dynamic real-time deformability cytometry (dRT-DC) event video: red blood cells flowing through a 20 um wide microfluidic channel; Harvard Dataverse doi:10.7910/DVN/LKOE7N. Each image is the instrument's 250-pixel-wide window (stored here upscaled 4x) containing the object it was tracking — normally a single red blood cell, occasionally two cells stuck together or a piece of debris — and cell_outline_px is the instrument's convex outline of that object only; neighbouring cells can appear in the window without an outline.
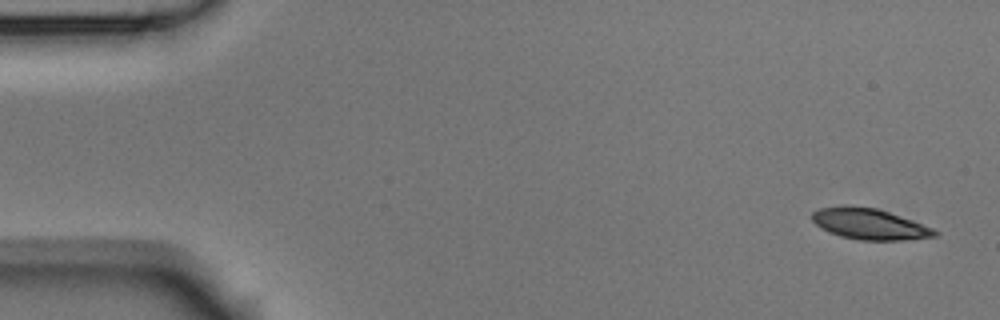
{"species": "Egyptian fruit bat (a non-hibernating species)", "species_latin": "Rousettus aegyptiacus", "temperature_condition": "room temperature", "stored_images_in_passage": 5, "camera_frame_rate_fps": 3000, "um_per_image_px": 0.085, "animal": {"sex": "male"}, "frame": {"image": 1, "passage_image": 1, "time_ms": 0.0, "image_size_px": [1000, 320], "cell_outline_px": [[940, 232], [936, 236], [900, 240], [860, 240], [840, 236], [828, 232], [820, 228], [812, 220], [812, 212], [820, 208], [844, 204], [848, 204], [876, 208], [912, 220], [932, 228]], "centroid_in_image_um": [73.85, 19.02], "position_along_channel_um": 11.1, "area_um2": 22.2}}